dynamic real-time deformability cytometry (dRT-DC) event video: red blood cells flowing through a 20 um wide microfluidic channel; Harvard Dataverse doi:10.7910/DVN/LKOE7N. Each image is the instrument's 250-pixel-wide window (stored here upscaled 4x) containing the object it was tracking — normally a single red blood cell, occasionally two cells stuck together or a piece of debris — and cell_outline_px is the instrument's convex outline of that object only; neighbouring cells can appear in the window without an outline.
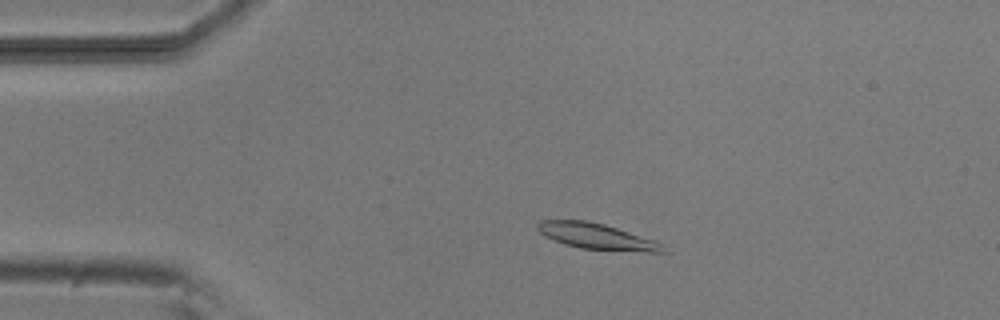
{"species": "common noctule bat (a hibernating species)", "species_latin": "Nyctalus noctula", "temperature_condition": "room temperature", "stored_images_in_passage": 4, "camera_frame_rate_fps": 3000, "um_per_image_px": 0.085, "animal": {"sex": "male", "body_mass_g": 20.5, "forearm_length_mm": 52.5}, "frame": {"image": 1, "passage_image": 3, "time_ms": 2.333, "image_size_px": [1000, 320], "cell_outline_px": [[668, 252], [648, 252], [580, 248], [564, 244], [544, 236], [536, 228], [536, 224], [540, 220], [588, 220], [604, 224], [664, 244]], "centroid_in_image_um": [50.69, 20.09], "position_along_channel_um": 34.3, "area_um2": 18.79}}